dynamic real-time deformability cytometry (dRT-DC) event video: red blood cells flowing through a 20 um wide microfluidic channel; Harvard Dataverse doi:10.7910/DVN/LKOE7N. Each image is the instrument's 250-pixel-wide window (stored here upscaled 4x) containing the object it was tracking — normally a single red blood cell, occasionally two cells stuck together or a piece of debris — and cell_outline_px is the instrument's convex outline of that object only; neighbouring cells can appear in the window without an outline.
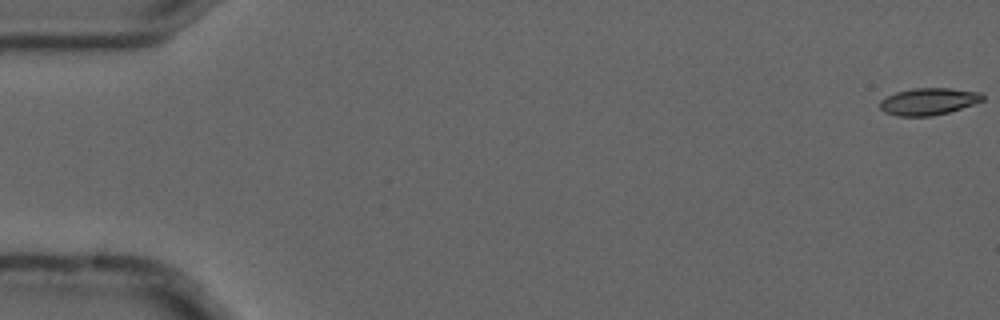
{"species": "common noctule bat (a hibernating species)", "species_latin": "Nyctalus noctula", "temperature_condition": "cold", "stored_images_in_passage": 6, "segment_of_instrument_passage": [1, 2], "camera_frame_rate_fps": 3000, "um_per_image_px": 0.085, "animal": {"sex": "male", "forearm_length_mm": 52.5}, "frame": {"image": 1, "passage_image": 1, "time_ms": 0.0, "image_size_px": [1000, 320], "cell_outline_px": [[984, 100], [948, 112], [932, 116], [896, 116], [884, 112], [880, 108], [880, 100], [896, 92], [912, 88], [948, 88], [980, 92], [984, 96]], "centroid_in_image_um": [78.9, 8.62], "position_along_channel_um": 6.1, "area_um2": 16.07}}
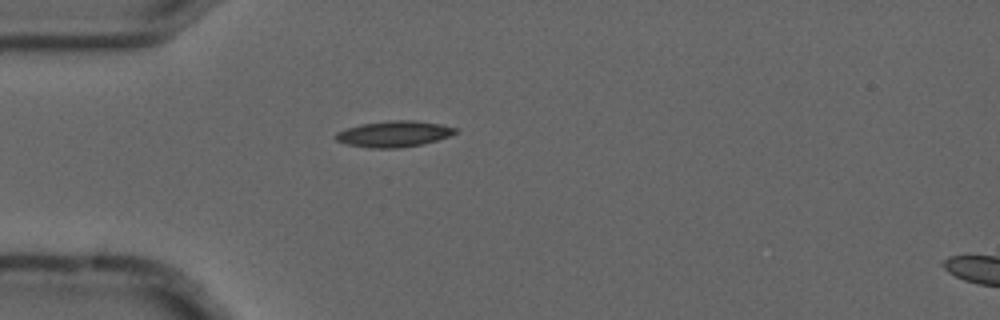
{"frame": {"image": 2, "passage_image": 5, "time_ms": 1.333, "image_size_px": [1000, 320], "cell_outline_px": [[460, 132], [436, 140], [420, 144], [400, 148], [368, 148], [348, 144], [336, 140], [332, 136], [336, 132], [360, 124], [388, 120], [412, 120], [440, 124], [456, 128]], "centroid_in_image_um": [33.45, 11.38], "position_along_channel_um": 51.5, "area_um2": 18.15}}